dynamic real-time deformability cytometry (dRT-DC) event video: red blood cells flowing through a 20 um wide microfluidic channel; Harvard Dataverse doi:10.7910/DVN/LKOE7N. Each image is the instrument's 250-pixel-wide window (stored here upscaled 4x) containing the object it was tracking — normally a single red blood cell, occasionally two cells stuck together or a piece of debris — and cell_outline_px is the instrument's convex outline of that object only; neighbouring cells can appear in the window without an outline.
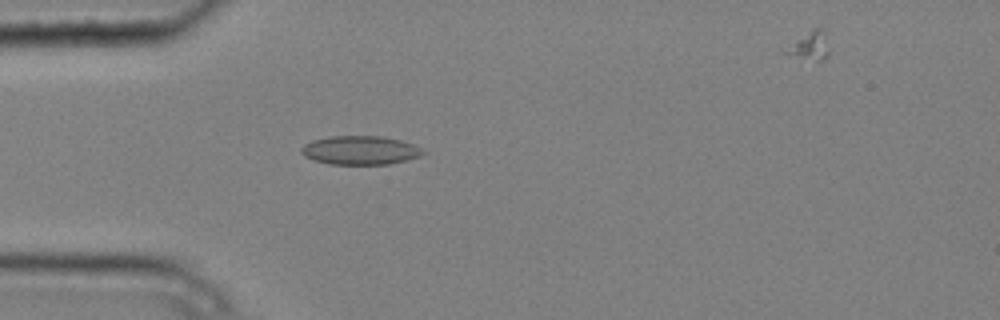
{"species": "common noctule bat (a hibernating species)", "species_latin": "Nyctalus noctula", "temperature_condition": "cold", "stored_images_in_passage": 6, "camera_frame_rate_fps": 3000, "um_per_image_px": 0.085, "animal": {"sex": "male", "body_mass_g": 20.4}, "frame": {"image": 1, "passage_image": 5, "time_ms": 1.333, "image_size_px": [1000, 320], "cell_outline_px": [[428, 152], [420, 156], [408, 160], [388, 164], [328, 164], [304, 156], [300, 152], [300, 148], [304, 144], [312, 140], [332, 136], [380, 136], [400, 140], [412, 144]], "centroid_in_image_um": [30.62, 12.77], "position_along_channel_um": 54.4, "area_um2": 20.4}}